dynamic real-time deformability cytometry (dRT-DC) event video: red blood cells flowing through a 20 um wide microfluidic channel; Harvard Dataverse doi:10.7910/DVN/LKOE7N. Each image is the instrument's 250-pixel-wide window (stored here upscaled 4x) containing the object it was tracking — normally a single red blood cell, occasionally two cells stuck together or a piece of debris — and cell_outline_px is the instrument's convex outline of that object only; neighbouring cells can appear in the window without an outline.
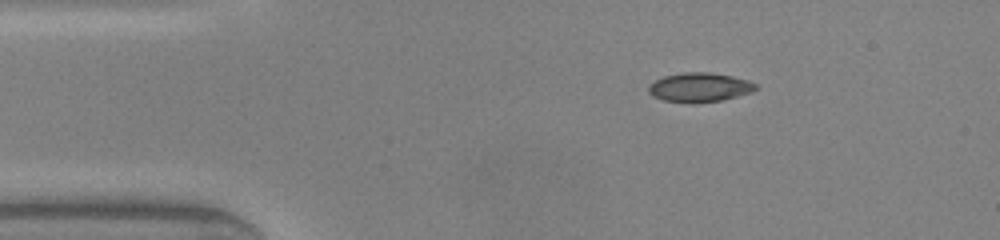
{"species": "common noctule bat (a hibernating species)", "species_latin": "Nyctalus noctula", "temperature_condition": "warm", "stored_images_in_passage": 6, "camera_frame_rate_fps": 3000, "um_per_image_px": 0.085, "animal": {"sex": "male", "body_mass_g": 20.0, "forearm_length_mm": 53.3}, "frame": {"image": 1, "passage_image": 1, "time_ms": 0.0, "image_size_px": [1000, 240], "cell_outline_px": [[760, 88], [752, 92], [724, 100], [692, 104], [664, 100], [652, 96], [648, 92], [648, 84], [664, 76], [684, 72], [708, 72], [732, 76], [748, 80], [760, 84]], "centroid_in_image_um": [59.5, 7.43], "position_along_channel_um": 25.5, "area_um2": 18.67}}